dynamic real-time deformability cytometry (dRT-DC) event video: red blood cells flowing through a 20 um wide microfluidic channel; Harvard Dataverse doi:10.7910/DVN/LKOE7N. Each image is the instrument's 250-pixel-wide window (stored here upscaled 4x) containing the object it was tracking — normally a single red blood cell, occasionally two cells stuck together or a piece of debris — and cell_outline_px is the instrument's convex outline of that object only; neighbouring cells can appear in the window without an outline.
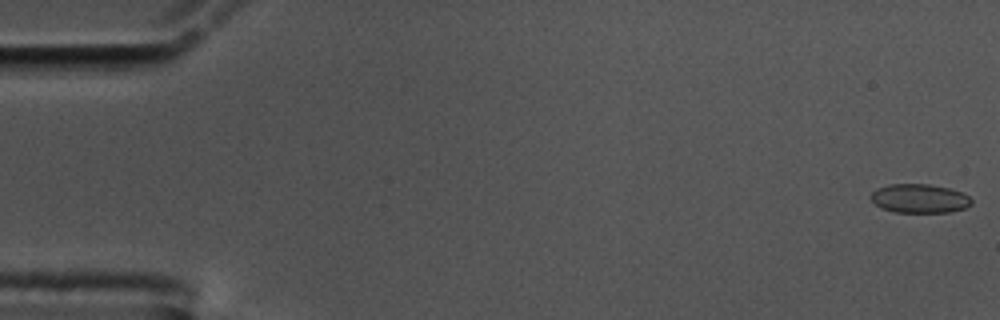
{"species": "common noctule bat (a hibernating species)", "species_latin": "Nyctalus noctula", "temperature_condition": "cold", "stored_images_in_passage": 57, "camera_frame_rate_fps": 3000, "um_per_image_px": 0.085, "animal": {"sex": "male", "body_mass_g": 17.5, "forearm_length_mm": 52.3}, "frame": {"image": 1, "passage_image": 1, "time_ms": 0.0, "image_size_px": [1000, 320], "cell_outline_px": [[972, 204], [964, 208], [948, 212], [892, 212], [880, 208], [868, 196], [876, 188], [888, 184], [928, 184], [948, 188], [964, 192], [972, 200]], "centroid_in_image_um": [78.13, 16.87], "position_along_channel_um": 6.9, "area_um2": 17.11}}
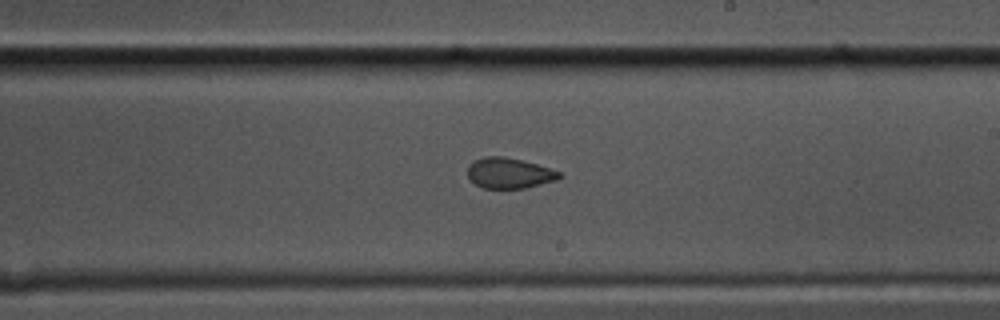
{"frame": {"image": 2, "passage_image": 33, "time_ms": 10.667, "image_size_px": [1000, 320], "cell_outline_px": [[564, 176], [560, 180], [524, 188], [484, 188], [476, 184], [468, 176], [468, 164], [472, 160], [484, 156], [504, 156], [536, 164], [560, 172]], "centroid_in_image_um": [43.3, 14.71], "position_along_channel_um": 245.7, "area_um2": 16.42}}
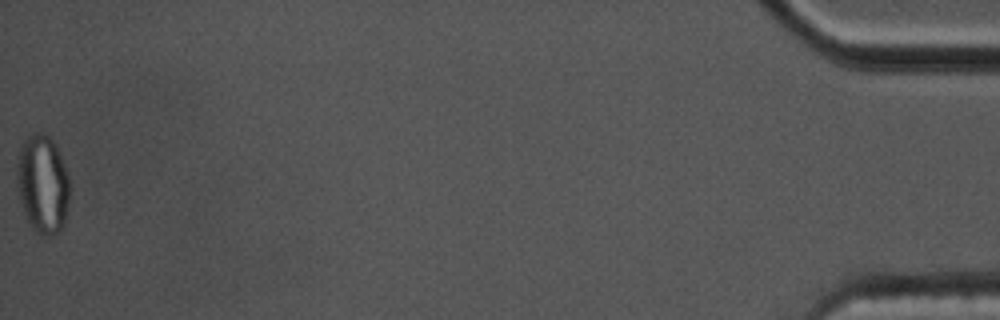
{"frame": {"image": 3, "passage_image": 57, "time_ms": 18.667, "image_size_px": [1000, 320], "cell_outline_px": [[68, 204], [64, 224], [60, 232], [52, 236], [40, 236], [28, 224], [24, 216], [20, 200], [16, 180], [16, 164], [20, 148], [24, 140], [32, 132], [44, 132], [56, 144], [68, 172]], "centroid_in_image_um": [3.61, 15.66], "position_along_channel_um": 431.6, "area_um2": 30.92}}